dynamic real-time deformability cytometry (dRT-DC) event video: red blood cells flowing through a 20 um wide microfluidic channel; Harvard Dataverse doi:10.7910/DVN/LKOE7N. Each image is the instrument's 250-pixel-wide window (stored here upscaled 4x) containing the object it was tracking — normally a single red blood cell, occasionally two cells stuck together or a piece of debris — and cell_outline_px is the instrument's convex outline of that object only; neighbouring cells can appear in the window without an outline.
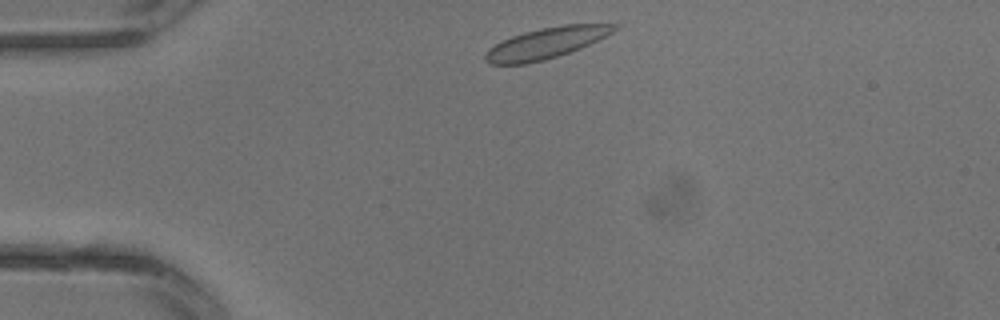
{"species": "common noctule bat (a hibernating species)", "species_latin": "Nyctalus noctula", "temperature_condition": "warm", "stored_images_in_passage": 1, "camera_frame_rate_fps": 3000, "um_per_image_px": 0.085, "animal": {"sex": "male", "body_mass_g": 13.3}, "frame": {"image": 1, "passage_image": 1, "time_ms": 0.0, "image_size_px": [1000, 320], "cell_outline_px": [[620, 28], [580, 48], [544, 60], [524, 64], [488, 64], [484, 60], [484, 56], [488, 48], [512, 36], [524, 32], [540, 28], [564, 24], [620, 24]], "centroid_in_image_um": [46.4, 3.66], "position_along_channel_um": 38.6, "area_um2": 23.0}}